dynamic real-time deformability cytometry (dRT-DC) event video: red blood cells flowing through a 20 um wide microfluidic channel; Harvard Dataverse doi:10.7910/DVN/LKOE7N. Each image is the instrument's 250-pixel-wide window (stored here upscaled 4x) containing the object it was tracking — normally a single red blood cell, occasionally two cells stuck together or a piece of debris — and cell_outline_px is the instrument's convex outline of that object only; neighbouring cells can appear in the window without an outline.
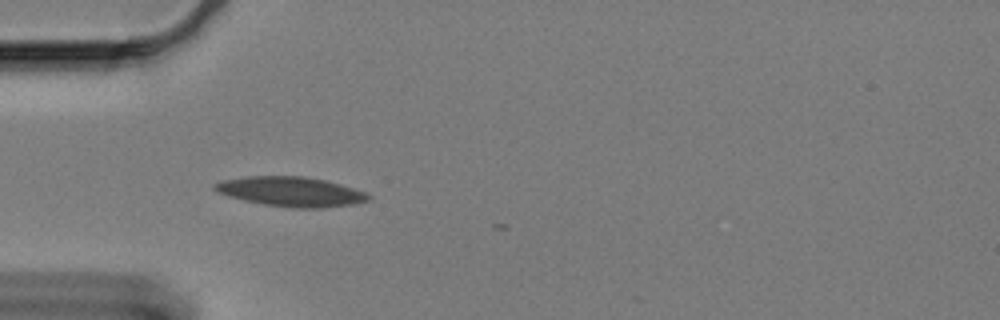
{"species": "Egyptian fruit bat (a non-hibernating species)", "species_latin": "Rousettus aegyptiacus", "temperature_condition": "cold", "stored_images_in_passage": 2, "camera_frame_rate_fps": 3000, "um_per_image_px": 0.085, "animal": {"sex": "female"}, "frame": {"image": 1, "passage_image": 1, "time_ms": 0.0, "image_size_px": [1000, 320], "cell_outline_px": [[372, 200], [356, 204], [324, 208], [292, 208], [264, 204], [244, 200], [228, 196], [216, 192], [212, 188], [212, 184], [224, 180], [248, 176], [304, 176], [324, 180], [340, 184], [364, 192], [372, 196]], "centroid_in_image_um": [24.74, 16.3], "position_along_channel_um": 60.3, "area_um2": 26.7}}